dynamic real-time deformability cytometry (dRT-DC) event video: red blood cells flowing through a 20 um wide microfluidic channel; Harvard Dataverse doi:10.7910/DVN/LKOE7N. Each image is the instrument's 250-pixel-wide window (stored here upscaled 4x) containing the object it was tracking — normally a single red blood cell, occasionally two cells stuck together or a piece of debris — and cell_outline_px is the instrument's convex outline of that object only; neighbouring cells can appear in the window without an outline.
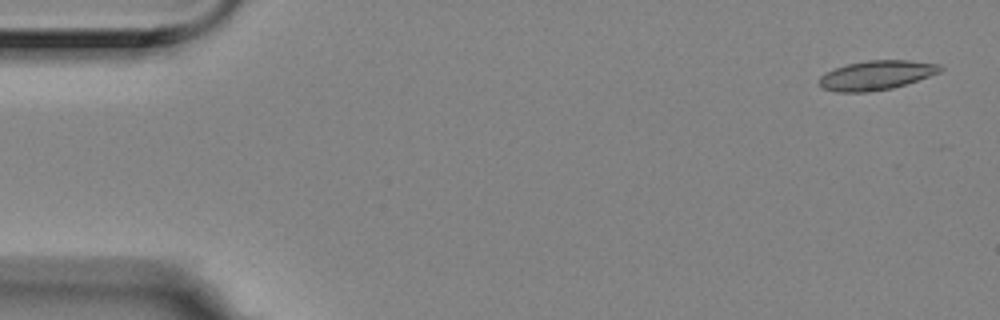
{"species": "Egyptian fruit bat (a non-hibernating species)", "species_latin": "Rousettus aegyptiacus", "temperature_condition": "room temperature", "stored_images_in_passage": 13, "segment_of_instrument_passage": [1, 2], "camera_frame_rate_fps": 3000, "um_per_image_px": 0.085, "animal": {"sex": "female"}, "frame": {"image": 1, "passage_image": 1, "time_ms": 0.0, "image_size_px": [1000, 320], "cell_outline_px": [[944, 68], [940, 72], [892, 88], [868, 92], [836, 92], [820, 88], [820, 76], [824, 72], [848, 64], [868, 60], [908, 60], [940, 64]], "centroid_in_image_um": [74.46, 6.39], "position_along_channel_um": 10.5, "area_um2": 20.58}}
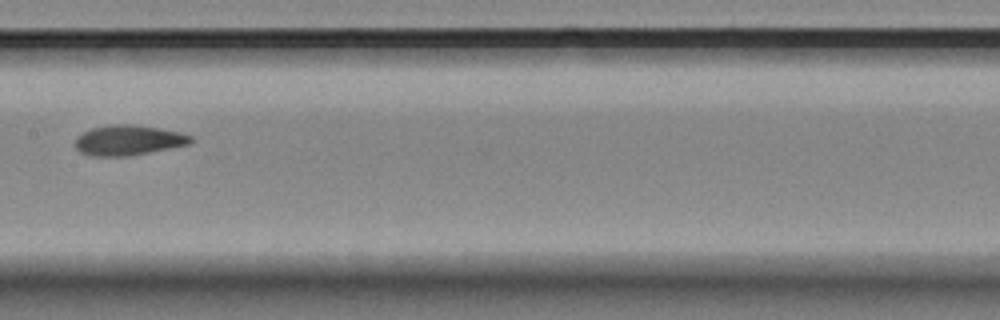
{"frame": {"image": 2, "passage_image": 7, "time_ms": 2.0, "image_size_px": [1000, 320], "cell_outline_px": [[192, 140], [188, 144], [128, 156], [88, 156], [80, 152], [76, 148], [76, 136], [92, 128], [112, 124], [132, 124], [180, 132], [192, 136]], "centroid_in_image_um": [10.86, 11.92], "position_along_channel_um": 196.5, "area_um2": 20.06}}
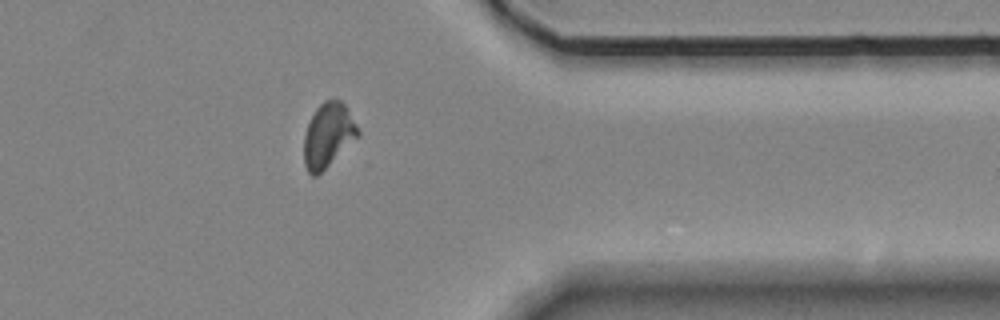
{"frame": {"image": 3, "passage_image": 12, "time_ms": 3.667, "image_size_px": [1000, 320], "cell_outline_px": [[360, 136], [316, 176], [312, 176], [308, 172], [304, 164], [304, 136], [308, 124], [316, 108], [324, 100], [332, 96], [336, 96], [348, 108], [360, 132]], "centroid_in_image_um": [27.91, 11.44], "position_along_channel_um": 383.5, "area_um2": 20.4}}